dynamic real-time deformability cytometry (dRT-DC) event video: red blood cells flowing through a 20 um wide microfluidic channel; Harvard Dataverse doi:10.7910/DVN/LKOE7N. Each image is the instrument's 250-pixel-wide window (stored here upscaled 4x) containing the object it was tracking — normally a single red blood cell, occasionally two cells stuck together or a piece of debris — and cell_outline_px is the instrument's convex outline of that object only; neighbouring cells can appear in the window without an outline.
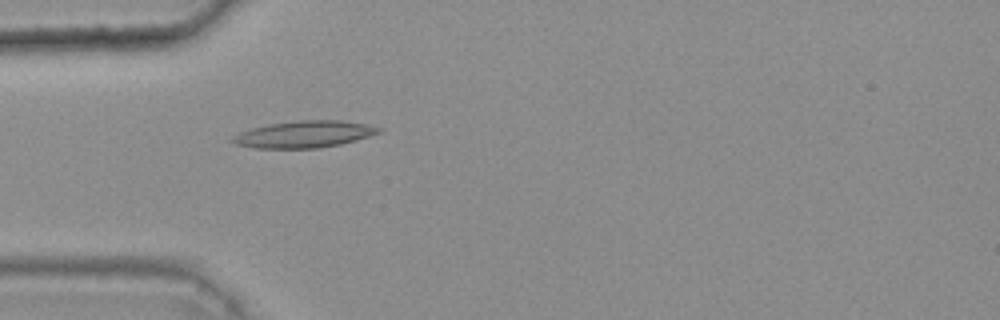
{"species": "common noctule bat (a hibernating species)", "species_latin": "Nyctalus noctula", "temperature_condition": "warm", "stored_images_in_passage": 45, "camera_frame_rate_fps": 3000, "um_per_image_px": 0.085, "animal": {"sex": "female", "body_mass_g": 25.1}, "frame": {"image": 1, "passage_image": 13, "time_ms": 4.0, "image_size_px": [1000, 320], "cell_outline_px": [[384, 128], [380, 132], [356, 140], [340, 144], [320, 148], [256, 148], [236, 144], [228, 140], [232, 136], [240, 132], [252, 128], [268, 124], [300, 120], [340, 120], [364, 124]], "centroid_in_image_um": [25.83, 11.41], "position_along_channel_um": 59.2, "area_um2": 22.77}}
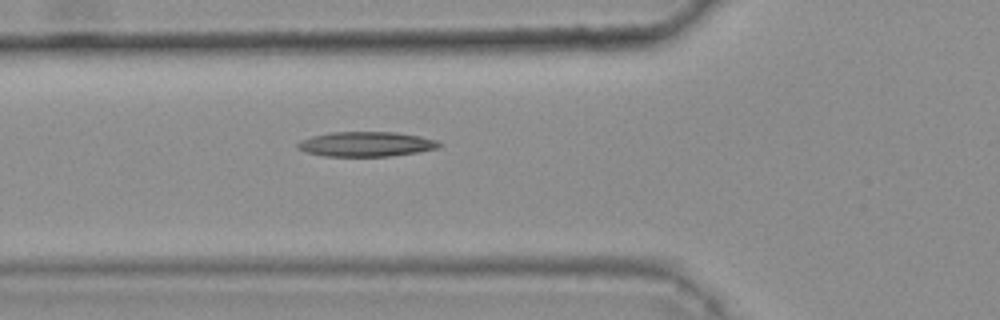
{"frame": {"image": 2, "passage_image": 16, "time_ms": 5.0, "image_size_px": [1000, 320], "cell_outline_px": [[444, 144], [440, 148], [416, 152], [388, 156], [324, 156], [308, 152], [296, 148], [296, 144], [300, 140], [312, 136], [332, 132], [396, 132], [420, 136], [436, 140]], "centroid_in_image_um": [31.14, 12.24], "position_along_channel_um": 94.7, "area_um2": 20.46}}
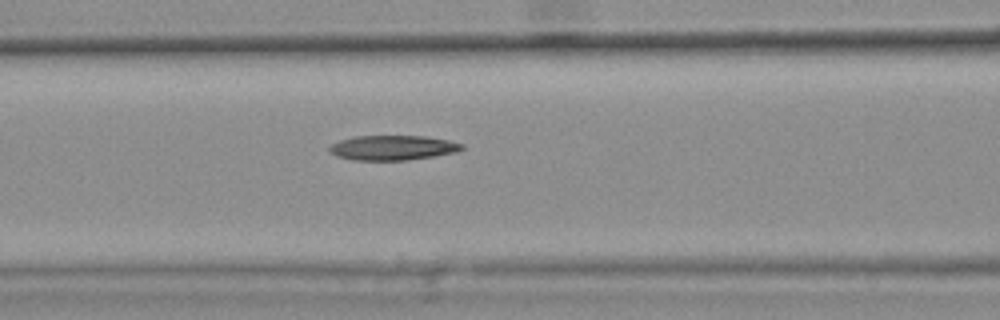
{"frame": {"image": 3, "passage_image": 19, "time_ms": 6.0, "image_size_px": [1000, 320], "cell_outline_px": [[464, 148], [456, 152], [408, 160], [352, 160], [336, 156], [328, 152], [328, 148], [332, 144], [340, 140], [352, 136], [424, 136], [448, 140], [464, 144]], "centroid_in_image_um": [33.34, 12.55], "position_along_channel_um": 133.3, "area_um2": 19.19}}